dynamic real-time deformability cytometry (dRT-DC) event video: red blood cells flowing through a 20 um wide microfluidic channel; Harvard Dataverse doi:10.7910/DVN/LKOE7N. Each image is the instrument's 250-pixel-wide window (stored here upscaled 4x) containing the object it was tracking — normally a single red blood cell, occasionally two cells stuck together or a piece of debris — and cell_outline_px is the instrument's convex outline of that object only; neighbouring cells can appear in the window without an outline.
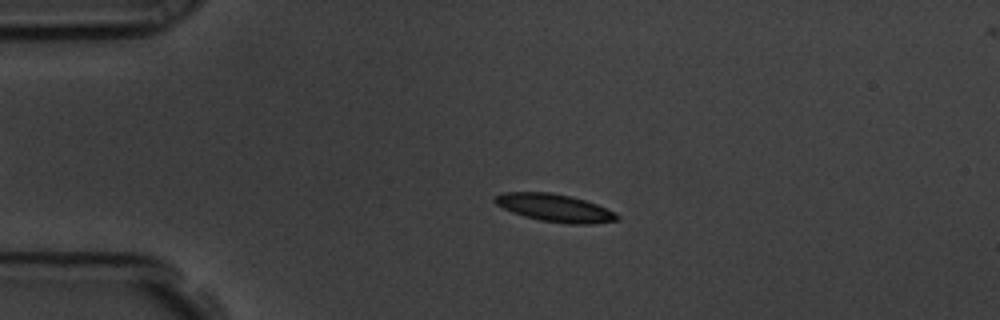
{"species": "common noctule bat (a hibernating species)", "species_latin": "Nyctalus noctula", "temperature_condition": "room temperature", "stored_images_in_passage": 57, "camera_frame_rate_fps": 3000, "um_per_image_px": 0.085, "animal": {"sex": "male", "body_mass_g": 19.5, "forearm_length_mm": 54.6}, "frame": {"image": 1, "passage_image": 13, "time_ms": 4.0, "image_size_px": [1000, 320], "cell_outline_px": [[620, 220], [592, 224], [568, 224], [540, 220], [524, 216], [512, 212], [496, 204], [492, 200], [492, 196], [504, 192], [548, 192], [568, 196], [584, 200], [596, 204], [616, 212], [620, 216]], "centroid_in_image_um": [47.15, 17.67], "position_along_channel_um": 37.8, "area_um2": 19.77}}
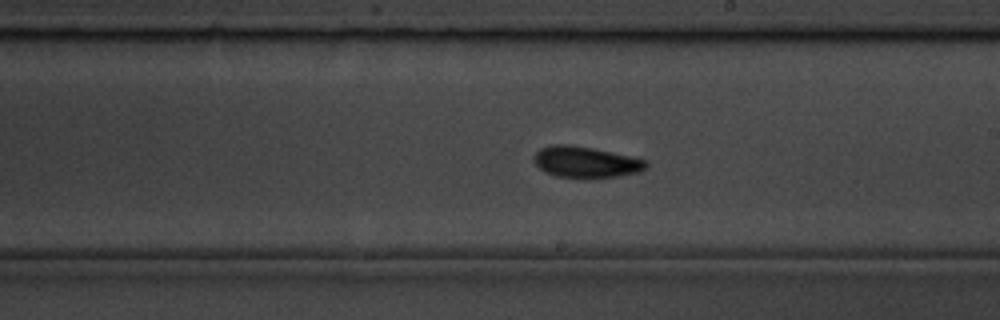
{"frame": {"image": 2, "passage_image": 33, "time_ms": 10.667, "image_size_px": [1000, 320], "cell_outline_px": [[648, 168], [640, 172], [620, 176], [584, 180], [556, 176], [544, 172], [532, 160], [532, 156], [540, 148], [552, 144], [568, 144], [592, 148], [648, 160]], "centroid_in_image_um": [49.79, 13.81], "position_along_channel_um": 239.2, "area_um2": 21.04}}
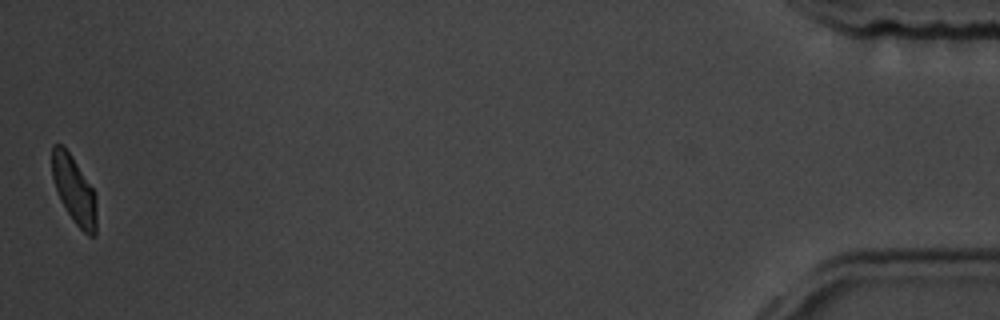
{"frame": {"image": 3, "passage_image": 57, "time_ms": 18.667, "image_size_px": [1000, 320], "cell_outline_px": [[96, 236], [88, 236], [76, 224], [60, 200], [52, 176], [52, 144], [60, 144], [72, 156], [92, 188], [96, 196]], "centroid_in_image_um": [6.31, 16.16], "position_along_channel_um": 428.9, "area_um2": 17.22}, "authors_computed_cell_mechanics": {"area_um2": 19.074, "velocity_mm_per_s": 3.547, "shape_relaxation_time_tau1_ms": 2.923, "shape_relaxation_time_tau2_ms": 2.8024, "deformation_change_tau1": 0.1213, "deformation_change_tau2": 0.0821}}